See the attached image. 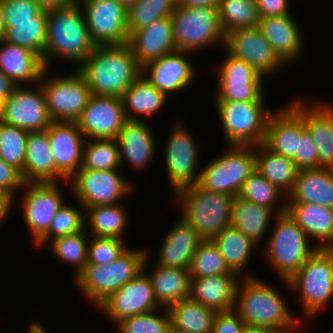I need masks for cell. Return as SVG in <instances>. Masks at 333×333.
<instances>
[{
    "label": "cell",
    "instance_id": "cell-1",
    "mask_svg": "<svg viewBox=\"0 0 333 333\" xmlns=\"http://www.w3.org/2000/svg\"><path fill=\"white\" fill-rule=\"evenodd\" d=\"M77 70L88 84L91 94L122 97L142 74L128 44L96 46Z\"/></svg>",
    "mask_w": 333,
    "mask_h": 333
},
{
    "label": "cell",
    "instance_id": "cell-2",
    "mask_svg": "<svg viewBox=\"0 0 333 333\" xmlns=\"http://www.w3.org/2000/svg\"><path fill=\"white\" fill-rule=\"evenodd\" d=\"M234 310L246 327L293 333L299 325L282 296L273 287L248 274L238 282Z\"/></svg>",
    "mask_w": 333,
    "mask_h": 333
},
{
    "label": "cell",
    "instance_id": "cell-3",
    "mask_svg": "<svg viewBox=\"0 0 333 333\" xmlns=\"http://www.w3.org/2000/svg\"><path fill=\"white\" fill-rule=\"evenodd\" d=\"M81 5L74 0L69 6L47 11V40L42 60L48 70L49 60L54 56L81 64L95 49Z\"/></svg>",
    "mask_w": 333,
    "mask_h": 333
},
{
    "label": "cell",
    "instance_id": "cell-4",
    "mask_svg": "<svg viewBox=\"0 0 333 333\" xmlns=\"http://www.w3.org/2000/svg\"><path fill=\"white\" fill-rule=\"evenodd\" d=\"M175 193L183 206V218L203 240H212L230 226L234 200L231 195L205 190L198 183L182 187Z\"/></svg>",
    "mask_w": 333,
    "mask_h": 333
},
{
    "label": "cell",
    "instance_id": "cell-5",
    "mask_svg": "<svg viewBox=\"0 0 333 333\" xmlns=\"http://www.w3.org/2000/svg\"><path fill=\"white\" fill-rule=\"evenodd\" d=\"M281 206L264 253L283 281L287 282L318 247L310 248L306 233L286 212V202Z\"/></svg>",
    "mask_w": 333,
    "mask_h": 333
},
{
    "label": "cell",
    "instance_id": "cell-6",
    "mask_svg": "<svg viewBox=\"0 0 333 333\" xmlns=\"http://www.w3.org/2000/svg\"><path fill=\"white\" fill-rule=\"evenodd\" d=\"M147 251L125 250L108 264H86L75 282L88 300L98 306L112 292L132 280L142 269Z\"/></svg>",
    "mask_w": 333,
    "mask_h": 333
},
{
    "label": "cell",
    "instance_id": "cell-7",
    "mask_svg": "<svg viewBox=\"0 0 333 333\" xmlns=\"http://www.w3.org/2000/svg\"><path fill=\"white\" fill-rule=\"evenodd\" d=\"M287 285L300 292L306 316L314 317L333 298V248H318Z\"/></svg>",
    "mask_w": 333,
    "mask_h": 333
},
{
    "label": "cell",
    "instance_id": "cell-8",
    "mask_svg": "<svg viewBox=\"0 0 333 333\" xmlns=\"http://www.w3.org/2000/svg\"><path fill=\"white\" fill-rule=\"evenodd\" d=\"M173 40L176 50L197 51L216 42L224 43L218 7H189L177 5L172 15Z\"/></svg>",
    "mask_w": 333,
    "mask_h": 333
},
{
    "label": "cell",
    "instance_id": "cell-9",
    "mask_svg": "<svg viewBox=\"0 0 333 333\" xmlns=\"http://www.w3.org/2000/svg\"><path fill=\"white\" fill-rule=\"evenodd\" d=\"M263 102L216 101L225 139L229 146H257L264 143L272 111Z\"/></svg>",
    "mask_w": 333,
    "mask_h": 333
},
{
    "label": "cell",
    "instance_id": "cell-10",
    "mask_svg": "<svg viewBox=\"0 0 333 333\" xmlns=\"http://www.w3.org/2000/svg\"><path fill=\"white\" fill-rule=\"evenodd\" d=\"M232 151L200 171L198 184L208 191L238 196L244 181L256 170L255 146H230Z\"/></svg>",
    "mask_w": 333,
    "mask_h": 333
},
{
    "label": "cell",
    "instance_id": "cell-11",
    "mask_svg": "<svg viewBox=\"0 0 333 333\" xmlns=\"http://www.w3.org/2000/svg\"><path fill=\"white\" fill-rule=\"evenodd\" d=\"M71 73L46 82L43 77L47 74V68L42 74L39 83L44 90L48 115L52 121L76 122L92 95L81 73L77 69Z\"/></svg>",
    "mask_w": 333,
    "mask_h": 333
},
{
    "label": "cell",
    "instance_id": "cell-12",
    "mask_svg": "<svg viewBox=\"0 0 333 333\" xmlns=\"http://www.w3.org/2000/svg\"><path fill=\"white\" fill-rule=\"evenodd\" d=\"M120 175L118 170H78L69 181L83 212L87 207L119 204L132 187Z\"/></svg>",
    "mask_w": 333,
    "mask_h": 333
},
{
    "label": "cell",
    "instance_id": "cell-13",
    "mask_svg": "<svg viewBox=\"0 0 333 333\" xmlns=\"http://www.w3.org/2000/svg\"><path fill=\"white\" fill-rule=\"evenodd\" d=\"M83 2L90 37L96 46L128 43L127 9L117 0H77Z\"/></svg>",
    "mask_w": 333,
    "mask_h": 333
},
{
    "label": "cell",
    "instance_id": "cell-14",
    "mask_svg": "<svg viewBox=\"0 0 333 333\" xmlns=\"http://www.w3.org/2000/svg\"><path fill=\"white\" fill-rule=\"evenodd\" d=\"M147 258L146 255L143 269L132 280L112 292L98 305L114 322L118 323L124 318L161 307L155 299L151 279L144 271Z\"/></svg>",
    "mask_w": 333,
    "mask_h": 333
},
{
    "label": "cell",
    "instance_id": "cell-15",
    "mask_svg": "<svg viewBox=\"0 0 333 333\" xmlns=\"http://www.w3.org/2000/svg\"><path fill=\"white\" fill-rule=\"evenodd\" d=\"M37 86V90L17 86L2 102L1 121L28 132L46 130L52 120L48 115L44 90L40 83Z\"/></svg>",
    "mask_w": 333,
    "mask_h": 333
},
{
    "label": "cell",
    "instance_id": "cell-16",
    "mask_svg": "<svg viewBox=\"0 0 333 333\" xmlns=\"http://www.w3.org/2000/svg\"><path fill=\"white\" fill-rule=\"evenodd\" d=\"M57 182H25L23 217L36 243L49 229L58 210L64 205Z\"/></svg>",
    "mask_w": 333,
    "mask_h": 333
},
{
    "label": "cell",
    "instance_id": "cell-17",
    "mask_svg": "<svg viewBox=\"0 0 333 333\" xmlns=\"http://www.w3.org/2000/svg\"><path fill=\"white\" fill-rule=\"evenodd\" d=\"M225 47L231 55L250 64L265 77L285 64L258 26L229 32L225 36Z\"/></svg>",
    "mask_w": 333,
    "mask_h": 333
},
{
    "label": "cell",
    "instance_id": "cell-18",
    "mask_svg": "<svg viewBox=\"0 0 333 333\" xmlns=\"http://www.w3.org/2000/svg\"><path fill=\"white\" fill-rule=\"evenodd\" d=\"M127 121L122 99L116 96L91 95L76 121L87 139H116Z\"/></svg>",
    "mask_w": 333,
    "mask_h": 333
},
{
    "label": "cell",
    "instance_id": "cell-19",
    "mask_svg": "<svg viewBox=\"0 0 333 333\" xmlns=\"http://www.w3.org/2000/svg\"><path fill=\"white\" fill-rule=\"evenodd\" d=\"M47 135L55 157L56 182L69 179L82 167L85 136L76 122L52 121Z\"/></svg>",
    "mask_w": 333,
    "mask_h": 333
},
{
    "label": "cell",
    "instance_id": "cell-20",
    "mask_svg": "<svg viewBox=\"0 0 333 333\" xmlns=\"http://www.w3.org/2000/svg\"><path fill=\"white\" fill-rule=\"evenodd\" d=\"M166 145L165 163L172 189L198 183L201 172L196 175L198 149L186 128L176 123Z\"/></svg>",
    "mask_w": 333,
    "mask_h": 333
},
{
    "label": "cell",
    "instance_id": "cell-21",
    "mask_svg": "<svg viewBox=\"0 0 333 333\" xmlns=\"http://www.w3.org/2000/svg\"><path fill=\"white\" fill-rule=\"evenodd\" d=\"M191 52L175 50L142 67L146 79L166 96L181 91L194 79V65L185 55Z\"/></svg>",
    "mask_w": 333,
    "mask_h": 333
},
{
    "label": "cell",
    "instance_id": "cell-22",
    "mask_svg": "<svg viewBox=\"0 0 333 333\" xmlns=\"http://www.w3.org/2000/svg\"><path fill=\"white\" fill-rule=\"evenodd\" d=\"M290 106L303 118L305 128L317 146L319 168H333V105L328 102L305 104L292 102ZM323 103V104H322ZM314 104V105H313Z\"/></svg>",
    "mask_w": 333,
    "mask_h": 333
},
{
    "label": "cell",
    "instance_id": "cell-23",
    "mask_svg": "<svg viewBox=\"0 0 333 333\" xmlns=\"http://www.w3.org/2000/svg\"><path fill=\"white\" fill-rule=\"evenodd\" d=\"M142 68L176 50L170 17L161 18L133 32L127 43Z\"/></svg>",
    "mask_w": 333,
    "mask_h": 333
},
{
    "label": "cell",
    "instance_id": "cell-24",
    "mask_svg": "<svg viewBox=\"0 0 333 333\" xmlns=\"http://www.w3.org/2000/svg\"><path fill=\"white\" fill-rule=\"evenodd\" d=\"M305 129L303 118L290 105L286 106L270 114L264 144L273 152L293 160Z\"/></svg>",
    "mask_w": 333,
    "mask_h": 333
},
{
    "label": "cell",
    "instance_id": "cell-25",
    "mask_svg": "<svg viewBox=\"0 0 333 333\" xmlns=\"http://www.w3.org/2000/svg\"><path fill=\"white\" fill-rule=\"evenodd\" d=\"M238 274L191 278L190 298L217 312L234 310Z\"/></svg>",
    "mask_w": 333,
    "mask_h": 333
},
{
    "label": "cell",
    "instance_id": "cell-26",
    "mask_svg": "<svg viewBox=\"0 0 333 333\" xmlns=\"http://www.w3.org/2000/svg\"><path fill=\"white\" fill-rule=\"evenodd\" d=\"M165 236L157 265L190 269L193 255L203 239L183 217Z\"/></svg>",
    "mask_w": 333,
    "mask_h": 333
},
{
    "label": "cell",
    "instance_id": "cell-27",
    "mask_svg": "<svg viewBox=\"0 0 333 333\" xmlns=\"http://www.w3.org/2000/svg\"><path fill=\"white\" fill-rule=\"evenodd\" d=\"M258 27L285 65L298 59L303 40L291 14L260 18Z\"/></svg>",
    "mask_w": 333,
    "mask_h": 333
},
{
    "label": "cell",
    "instance_id": "cell-28",
    "mask_svg": "<svg viewBox=\"0 0 333 333\" xmlns=\"http://www.w3.org/2000/svg\"><path fill=\"white\" fill-rule=\"evenodd\" d=\"M152 129L144 121L127 120L116 138L119 145V159L131 163L132 167L143 168L153 158L154 138Z\"/></svg>",
    "mask_w": 333,
    "mask_h": 333
},
{
    "label": "cell",
    "instance_id": "cell-29",
    "mask_svg": "<svg viewBox=\"0 0 333 333\" xmlns=\"http://www.w3.org/2000/svg\"><path fill=\"white\" fill-rule=\"evenodd\" d=\"M290 201L312 203L333 209V168L298 170Z\"/></svg>",
    "mask_w": 333,
    "mask_h": 333
},
{
    "label": "cell",
    "instance_id": "cell-30",
    "mask_svg": "<svg viewBox=\"0 0 333 333\" xmlns=\"http://www.w3.org/2000/svg\"><path fill=\"white\" fill-rule=\"evenodd\" d=\"M0 46V71L17 86H21L22 82L41 81L46 67L39 55L4 39L0 41Z\"/></svg>",
    "mask_w": 333,
    "mask_h": 333
},
{
    "label": "cell",
    "instance_id": "cell-31",
    "mask_svg": "<svg viewBox=\"0 0 333 333\" xmlns=\"http://www.w3.org/2000/svg\"><path fill=\"white\" fill-rule=\"evenodd\" d=\"M286 212L318 248H333V209L312 203L286 202Z\"/></svg>",
    "mask_w": 333,
    "mask_h": 333
},
{
    "label": "cell",
    "instance_id": "cell-32",
    "mask_svg": "<svg viewBox=\"0 0 333 333\" xmlns=\"http://www.w3.org/2000/svg\"><path fill=\"white\" fill-rule=\"evenodd\" d=\"M23 179L25 182H56L55 157L47 130L28 133Z\"/></svg>",
    "mask_w": 333,
    "mask_h": 333
},
{
    "label": "cell",
    "instance_id": "cell-33",
    "mask_svg": "<svg viewBox=\"0 0 333 333\" xmlns=\"http://www.w3.org/2000/svg\"><path fill=\"white\" fill-rule=\"evenodd\" d=\"M154 296L160 306H169L190 298L191 277L189 269L157 265L151 275Z\"/></svg>",
    "mask_w": 333,
    "mask_h": 333
},
{
    "label": "cell",
    "instance_id": "cell-34",
    "mask_svg": "<svg viewBox=\"0 0 333 333\" xmlns=\"http://www.w3.org/2000/svg\"><path fill=\"white\" fill-rule=\"evenodd\" d=\"M255 148L257 149H255L256 170L280 191H287L285 195L290 194L294 188L298 172L294 161L273 152L264 143L255 146Z\"/></svg>",
    "mask_w": 333,
    "mask_h": 333
},
{
    "label": "cell",
    "instance_id": "cell-35",
    "mask_svg": "<svg viewBox=\"0 0 333 333\" xmlns=\"http://www.w3.org/2000/svg\"><path fill=\"white\" fill-rule=\"evenodd\" d=\"M144 76L141 74L121 97L127 120L140 121L141 116L155 114L166 103L167 96L157 90Z\"/></svg>",
    "mask_w": 333,
    "mask_h": 333
},
{
    "label": "cell",
    "instance_id": "cell-36",
    "mask_svg": "<svg viewBox=\"0 0 333 333\" xmlns=\"http://www.w3.org/2000/svg\"><path fill=\"white\" fill-rule=\"evenodd\" d=\"M272 214L271 209L236 196L232 202L230 226L258 244L267 231Z\"/></svg>",
    "mask_w": 333,
    "mask_h": 333
},
{
    "label": "cell",
    "instance_id": "cell-37",
    "mask_svg": "<svg viewBox=\"0 0 333 333\" xmlns=\"http://www.w3.org/2000/svg\"><path fill=\"white\" fill-rule=\"evenodd\" d=\"M167 309L171 326L191 333H211L218 313L191 298L183 299Z\"/></svg>",
    "mask_w": 333,
    "mask_h": 333
},
{
    "label": "cell",
    "instance_id": "cell-38",
    "mask_svg": "<svg viewBox=\"0 0 333 333\" xmlns=\"http://www.w3.org/2000/svg\"><path fill=\"white\" fill-rule=\"evenodd\" d=\"M212 241L218 247L229 269L238 275L247 265L251 252L256 246L252 239L231 226L226 227Z\"/></svg>",
    "mask_w": 333,
    "mask_h": 333
},
{
    "label": "cell",
    "instance_id": "cell-39",
    "mask_svg": "<svg viewBox=\"0 0 333 333\" xmlns=\"http://www.w3.org/2000/svg\"><path fill=\"white\" fill-rule=\"evenodd\" d=\"M120 204L93 206L85 208V218L89 219L88 226L91 236L116 238L123 240V230L127 222V213Z\"/></svg>",
    "mask_w": 333,
    "mask_h": 333
},
{
    "label": "cell",
    "instance_id": "cell-40",
    "mask_svg": "<svg viewBox=\"0 0 333 333\" xmlns=\"http://www.w3.org/2000/svg\"><path fill=\"white\" fill-rule=\"evenodd\" d=\"M219 21L224 34L258 26L260 16L256 0H220Z\"/></svg>",
    "mask_w": 333,
    "mask_h": 333
},
{
    "label": "cell",
    "instance_id": "cell-41",
    "mask_svg": "<svg viewBox=\"0 0 333 333\" xmlns=\"http://www.w3.org/2000/svg\"><path fill=\"white\" fill-rule=\"evenodd\" d=\"M176 6L177 0H138L127 9L129 36L158 19L170 17Z\"/></svg>",
    "mask_w": 333,
    "mask_h": 333
},
{
    "label": "cell",
    "instance_id": "cell-42",
    "mask_svg": "<svg viewBox=\"0 0 333 333\" xmlns=\"http://www.w3.org/2000/svg\"><path fill=\"white\" fill-rule=\"evenodd\" d=\"M119 145L116 139L85 141L80 169L97 171L117 170L120 166Z\"/></svg>",
    "mask_w": 333,
    "mask_h": 333
},
{
    "label": "cell",
    "instance_id": "cell-43",
    "mask_svg": "<svg viewBox=\"0 0 333 333\" xmlns=\"http://www.w3.org/2000/svg\"><path fill=\"white\" fill-rule=\"evenodd\" d=\"M4 40L27 48L42 58L47 40V21L12 22V27H6Z\"/></svg>",
    "mask_w": 333,
    "mask_h": 333
},
{
    "label": "cell",
    "instance_id": "cell-44",
    "mask_svg": "<svg viewBox=\"0 0 333 333\" xmlns=\"http://www.w3.org/2000/svg\"><path fill=\"white\" fill-rule=\"evenodd\" d=\"M229 269L218 247L212 240H202L193 255L190 277H206L230 274Z\"/></svg>",
    "mask_w": 333,
    "mask_h": 333
},
{
    "label": "cell",
    "instance_id": "cell-45",
    "mask_svg": "<svg viewBox=\"0 0 333 333\" xmlns=\"http://www.w3.org/2000/svg\"><path fill=\"white\" fill-rule=\"evenodd\" d=\"M28 131L0 121V158L17 168L23 177Z\"/></svg>",
    "mask_w": 333,
    "mask_h": 333
},
{
    "label": "cell",
    "instance_id": "cell-46",
    "mask_svg": "<svg viewBox=\"0 0 333 333\" xmlns=\"http://www.w3.org/2000/svg\"><path fill=\"white\" fill-rule=\"evenodd\" d=\"M87 229L50 240L53 254L65 262L74 263L77 267L76 276L87 263L88 242L85 238Z\"/></svg>",
    "mask_w": 333,
    "mask_h": 333
},
{
    "label": "cell",
    "instance_id": "cell-47",
    "mask_svg": "<svg viewBox=\"0 0 333 333\" xmlns=\"http://www.w3.org/2000/svg\"><path fill=\"white\" fill-rule=\"evenodd\" d=\"M79 210L64 203L53 218L48 231L35 244L44 246L43 244L57 237L85 230V214L83 215L82 210Z\"/></svg>",
    "mask_w": 333,
    "mask_h": 333
},
{
    "label": "cell",
    "instance_id": "cell-48",
    "mask_svg": "<svg viewBox=\"0 0 333 333\" xmlns=\"http://www.w3.org/2000/svg\"><path fill=\"white\" fill-rule=\"evenodd\" d=\"M281 192L282 191L272 185L264 176L255 170L244 181L238 197L267 207L273 211L275 210L274 203H276V200L280 199Z\"/></svg>",
    "mask_w": 333,
    "mask_h": 333
},
{
    "label": "cell",
    "instance_id": "cell-49",
    "mask_svg": "<svg viewBox=\"0 0 333 333\" xmlns=\"http://www.w3.org/2000/svg\"><path fill=\"white\" fill-rule=\"evenodd\" d=\"M164 316L155 315L156 310L124 318L118 322V333H167L171 327L168 309Z\"/></svg>",
    "mask_w": 333,
    "mask_h": 333
},
{
    "label": "cell",
    "instance_id": "cell-50",
    "mask_svg": "<svg viewBox=\"0 0 333 333\" xmlns=\"http://www.w3.org/2000/svg\"><path fill=\"white\" fill-rule=\"evenodd\" d=\"M216 101L264 102L261 82L218 81Z\"/></svg>",
    "mask_w": 333,
    "mask_h": 333
},
{
    "label": "cell",
    "instance_id": "cell-51",
    "mask_svg": "<svg viewBox=\"0 0 333 333\" xmlns=\"http://www.w3.org/2000/svg\"><path fill=\"white\" fill-rule=\"evenodd\" d=\"M6 27L12 22L47 21V11L41 9L36 0H0Z\"/></svg>",
    "mask_w": 333,
    "mask_h": 333
},
{
    "label": "cell",
    "instance_id": "cell-52",
    "mask_svg": "<svg viewBox=\"0 0 333 333\" xmlns=\"http://www.w3.org/2000/svg\"><path fill=\"white\" fill-rule=\"evenodd\" d=\"M88 242L86 264H108L128 248L122 239L91 236Z\"/></svg>",
    "mask_w": 333,
    "mask_h": 333
},
{
    "label": "cell",
    "instance_id": "cell-53",
    "mask_svg": "<svg viewBox=\"0 0 333 333\" xmlns=\"http://www.w3.org/2000/svg\"><path fill=\"white\" fill-rule=\"evenodd\" d=\"M219 71V81L262 82L264 79L263 75L254 67L229 52Z\"/></svg>",
    "mask_w": 333,
    "mask_h": 333
},
{
    "label": "cell",
    "instance_id": "cell-54",
    "mask_svg": "<svg viewBox=\"0 0 333 333\" xmlns=\"http://www.w3.org/2000/svg\"><path fill=\"white\" fill-rule=\"evenodd\" d=\"M293 161L298 170L319 168L317 146L307 129L301 133L298 151Z\"/></svg>",
    "mask_w": 333,
    "mask_h": 333
},
{
    "label": "cell",
    "instance_id": "cell-55",
    "mask_svg": "<svg viewBox=\"0 0 333 333\" xmlns=\"http://www.w3.org/2000/svg\"><path fill=\"white\" fill-rule=\"evenodd\" d=\"M24 183L21 172L0 158V192L8 194L14 199L15 190L23 188Z\"/></svg>",
    "mask_w": 333,
    "mask_h": 333
},
{
    "label": "cell",
    "instance_id": "cell-56",
    "mask_svg": "<svg viewBox=\"0 0 333 333\" xmlns=\"http://www.w3.org/2000/svg\"><path fill=\"white\" fill-rule=\"evenodd\" d=\"M246 325L235 310L218 312L211 333H242Z\"/></svg>",
    "mask_w": 333,
    "mask_h": 333
},
{
    "label": "cell",
    "instance_id": "cell-57",
    "mask_svg": "<svg viewBox=\"0 0 333 333\" xmlns=\"http://www.w3.org/2000/svg\"><path fill=\"white\" fill-rule=\"evenodd\" d=\"M260 18L289 15V0H256Z\"/></svg>",
    "mask_w": 333,
    "mask_h": 333
},
{
    "label": "cell",
    "instance_id": "cell-58",
    "mask_svg": "<svg viewBox=\"0 0 333 333\" xmlns=\"http://www.w3.org/2000/svg\"><path fill=\"white\" fill-rule=\"evenodd\" d=\"M17 85L3 72L0 71V99L4 101L9 97Z\"/></svg>",
    "mask_w": 333,
    "mask_h": 333
},
{
    "label": "cell",
    "instance_id": "cell-59",
    "mask_svg": "<svg viewBox=\"0 0 333 333\" xmlns=\"http://www.w3.org/2000/svg\"><path fill=\"white\" fill-rule=\"evenodd\" d=\"M44 11L55 10L69 6L74 0H36Z\"/></svg>",
    "mask_w": 333,
    "mask_h": 333
},
{
    "label": "cell",
    "instance_id": "cell-60",
    "mask_svg": "<svg viewBox=\"0 0 333 333\" xmlns=\"http://www.w3.org/2000/svg\"><path fill=\"white\" fill-rule=\"evenodd\" d=\"M12 202L14 199L10 195L0 192V223L6 219L9 210H11Z\"/></svg>",
    "mask_w": 333,
    "mask_h": 333
},
{
    "label": "cell",
    "instance_id": "cell-61",
    "mask_svg": "<svg viewBox=\"0 0 333 333\" xmlns=\"http://www.w3.org/2000/svg\"><path fill=\"white\" fill-rule=\"evenodd\" d=\"M219 2L220 0H177V5L189 6V7H202V6L218 7Z\"/></svg>",
    "mask_w": 333,
    "mask_h": 333
},
{
    "label": "cell",
    "instance_id": "cell-62",
    "mask_svg": "<svg viewBox=\"0 0 333 333\" xmlns=\"http://www.w3.org/2000/svg\"><path fill=\"white\" fill-rule=\"evenodd\" d=\"M242 333H281L270 328H251L245 327Z\"/></svg>",
    "mask_w": 333,
    "mask_h": 333
},
{
    "label": "cell",
    "instance_id": "cell-63",
    "mask_svg": "<svg viewBox=\"0 0 333 333\" xmlns=\"http://www.w3.org/2000/svg\"><path fill=\"white\" fill-rule=\"evenodd\" d=\"M5 34H6V23H5L3 8L0 2V41H2L5 38Z\"/></svg>",
    "mask_w": 333,
    "mask_h": 333
},
{
    "label": "cell",
    "instance_id": "cell-64",
    "mask_svg": "<svg viewBox=\"0 0 333 333\" xmlns=\"http://www.w3.org/2000/svg\"><path fill=\"white\" fill-rule=\"evenodd\" d=\"M28 333H46V331L39 323H33L29 326Z\"/></svg>",
    "mask_w": 333,
    "mask_h": 333
},
{
    "label": "cell",
    "instance_id": "cell-65",
    "mask_svg": "<svg viewBox=\"0 0 333 333\" xmlns=\"http://www.w3.org/2000/svg\"><path fill=\"white\" fill-rule=\"evenodd\" d=\"M120 2L126 9L135 4L138 0H117Z\"/></svg>",
    "mask_w": 333,
    "mask_h": 333
},
{
    "label": "cell",
    "instance_id": "cell-66",
    "mask_svg": "<svg viewBox=\"0 0 333 333\" xmlns=\"http://www.w3.org/2000/svg\"><path fill=\"white\" fill-rule=\"evenodd\" d=\"M167 333H191V332H187V331H183L180 329H176L174 327H170Z\"/></svg>",
    "mask_w": 333,
    "mask_h": 333
},
{
    "label": "cell",
    "instance_id": "cell-67",
    "mask_svg": "<svg viewBox=\"0 0 333 333\" xmlns=\"http://www.w3.org/2000/svg\"><path fill=\"white\" fill-rule=\"evenodd\" d=\"M2 100L0 99V121H1V112H2Z\"/></svg>",
    "mask_w": 333,
    "mask_h": 333
}]
</instances>
